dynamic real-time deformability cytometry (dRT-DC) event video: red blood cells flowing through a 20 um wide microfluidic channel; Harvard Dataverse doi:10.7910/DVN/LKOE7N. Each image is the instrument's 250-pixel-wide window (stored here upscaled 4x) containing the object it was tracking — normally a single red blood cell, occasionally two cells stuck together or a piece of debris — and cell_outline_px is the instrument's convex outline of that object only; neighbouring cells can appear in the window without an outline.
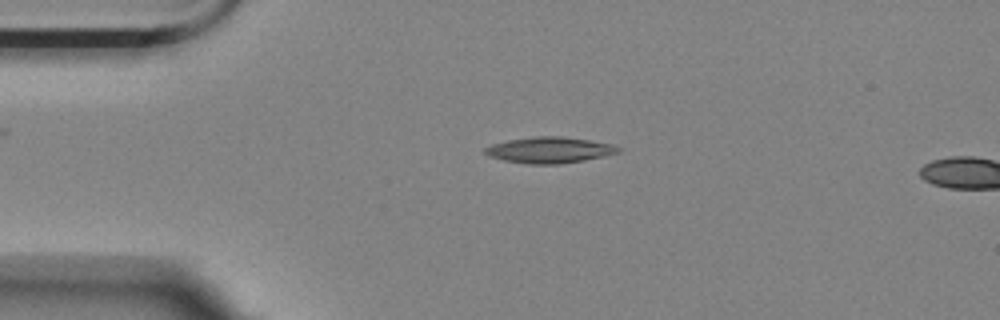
{"species": "Egyptian fruit bat (a non-hibernating species)", "species_latin": "Rousettus aegyptiacus", "temperature_condition": "room temperature", "stored_images_in_passage": 3, "camera_frame_rate_fps": 3000, "um_per_image_px": 0.085, "animal": {"sex": "female"}, "frame": {"image": 1, "passage_image": 1, "time_ms": 0.0, "image_size_px": [1000, 320], "cell_outline_px": [[620, 152], [604, 156], [584, 160], [556, 164], [528, 164], [504, 160], [492, 156], [484, 152], [484, 148], [492, 144], [508, 140], [536, 136], [560, 136], [588, 140], [612, 144], [620, 148]], "centroid_in_image_um": [46.71, 12.75], "position_along_channel_um": 38.3, "area_um2": 19.94}}